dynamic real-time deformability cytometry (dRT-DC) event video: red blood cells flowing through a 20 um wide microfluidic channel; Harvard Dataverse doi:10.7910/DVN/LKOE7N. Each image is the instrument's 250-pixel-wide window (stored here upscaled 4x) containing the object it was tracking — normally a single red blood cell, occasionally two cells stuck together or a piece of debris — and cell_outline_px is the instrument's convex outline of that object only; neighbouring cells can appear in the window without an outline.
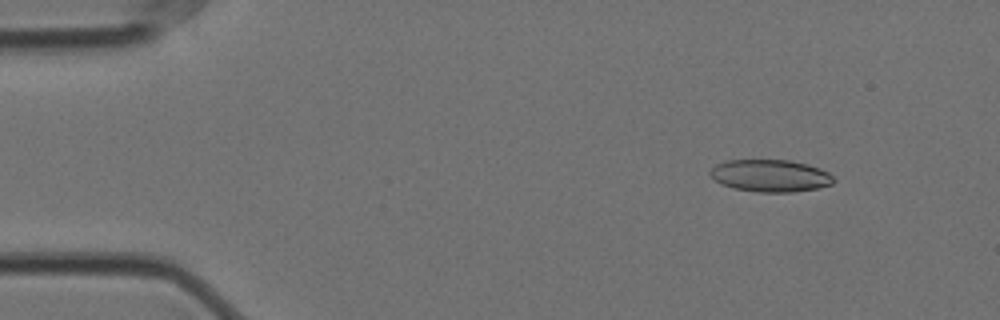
{"species": "Egyptian fruit bat (a non-hibernating species)", "species_latin": "Rousettus aegyptiacus", "temperature_condition": "cold", "stored_images_in_passage": 57, "camera_frame_rate_fps": 3000, "um_per_image_px": 0.085, "animal": {"sex": "female"}, "frame": {"image": 1, "passage_image": 7, "time_ms": 2.0, "image_size_px": [1000, 320], "cell_outline_px": [[836, 180], [832, 184], [816, 188], [792, 192], [756, 192], [736, 188], [720, 184], [708, 172], [716, 164], [724, 160], [788, 160], [808, 164], [820, 168], [828, 172]], "centroid_in_image_um": [65.48, 14.93], "position_along_channel_um": 19.5, "area_um2": 23.18}}
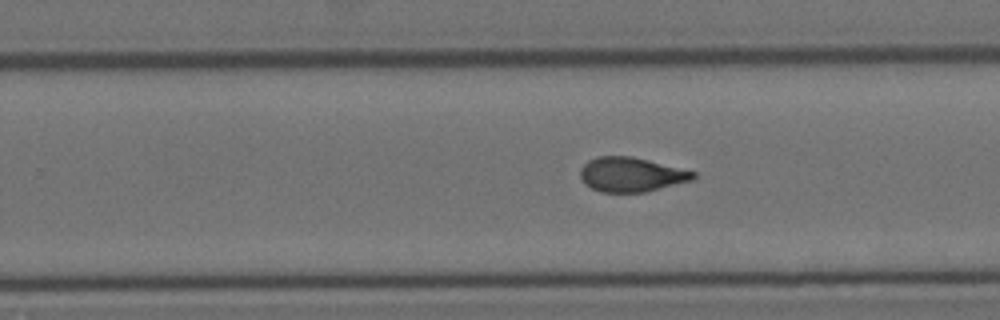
{"frame": {"image": 2, "passage_image": 36, "time_ms": 11.667, "image_size_px": [1000, 320], "cell_outline_px": [[696, 176], [692, 180], [644, 192], [600, 192], [584, 184], [580, 180], [580, 168], [588, 160], [596, 156], [632, 156], [696, 172]], "centroid_in_image_um": [53.6, 14.83], "position_along_channel_um": 276.2, "area_um2": 22.66}}
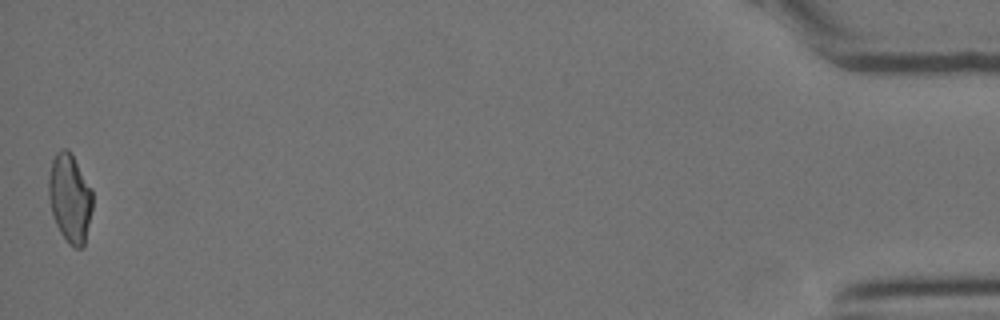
{"frame": {"image": 3, "passage_image": 57, "time_ms": 18.667, "image_size_px": [1000, 320], "cell_outline_px": [[92, 208], [84, 248], [72, 248], [68, 244], [60, 232], [52, 216], [48, 196], [48, 180], [52, 160], [56, 152], [60, 148], [68, 148], [92, 188]], "centroid_in_image_um": [5.93, 16.86], "position_along_channel_um": 429.3, "area_um2": 23.0}, "authors_computed_cell_mechanics": {"area_um2": 23.0622, "velocity_mm_per_s": 3.5408, "shape_relaxation_time_tau1_ms": 6.2186, "shape_relaxation_time_tau2_ms": 1.8279, "deformation_change_tau1": 0.1708, "deformation_change_tau2": 0.0864}}